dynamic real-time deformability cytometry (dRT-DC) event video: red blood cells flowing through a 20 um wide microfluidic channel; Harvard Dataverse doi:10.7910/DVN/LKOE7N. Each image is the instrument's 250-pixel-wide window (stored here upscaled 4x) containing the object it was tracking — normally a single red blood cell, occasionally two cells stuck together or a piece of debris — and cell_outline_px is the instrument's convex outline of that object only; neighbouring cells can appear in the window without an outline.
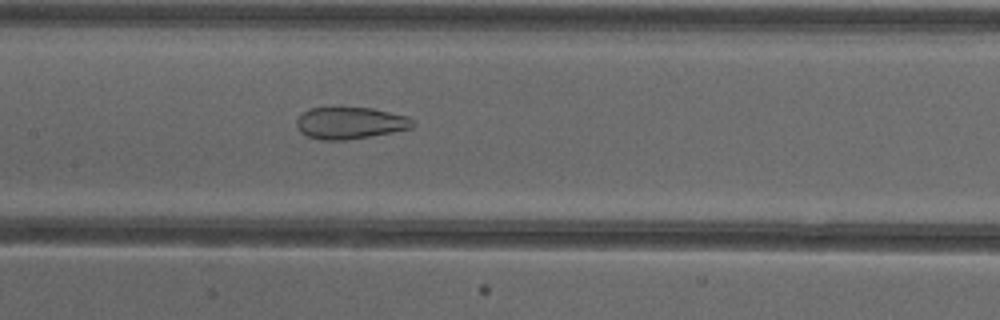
{"species": "common noctule bat (a hibernating species)", "species_latin": "Nyctalus noctula", "temperature_condition": "cold", "stored_images_in_passage": 39, "camera_frame_rate_fps": 3000, "um_per_image_px": 0.085, "animal": {"sex": "female"}, "frame": {"image": 1, "passage_image": 12, "time_ms": 3.667, "image_size_px": [1000, 320], "cell_outline_px": [[416, 124], [412, 128], [392, 132], [344, 140], [320, 140], [308, 136], [300, 132], [296, 124], [296, 120], [308, 108], [372, 108], [408, 116], [416, 120]], "centroid_in_image_um": [29.79, 10.45], "position_along_channel_um": 177.6, "area_um2": 21.5}, "authors_computed_cell_mechanics": {"area_um2": 25.432, "velocity_mm_per_s": 3.8971, "shape_relaxation_time_tau1_ms": null, "shape_relaxation_time_tau2_ms": 1.4219, "deformation_change_tau1": null, "deformation_change_tau2": 0.0956}}